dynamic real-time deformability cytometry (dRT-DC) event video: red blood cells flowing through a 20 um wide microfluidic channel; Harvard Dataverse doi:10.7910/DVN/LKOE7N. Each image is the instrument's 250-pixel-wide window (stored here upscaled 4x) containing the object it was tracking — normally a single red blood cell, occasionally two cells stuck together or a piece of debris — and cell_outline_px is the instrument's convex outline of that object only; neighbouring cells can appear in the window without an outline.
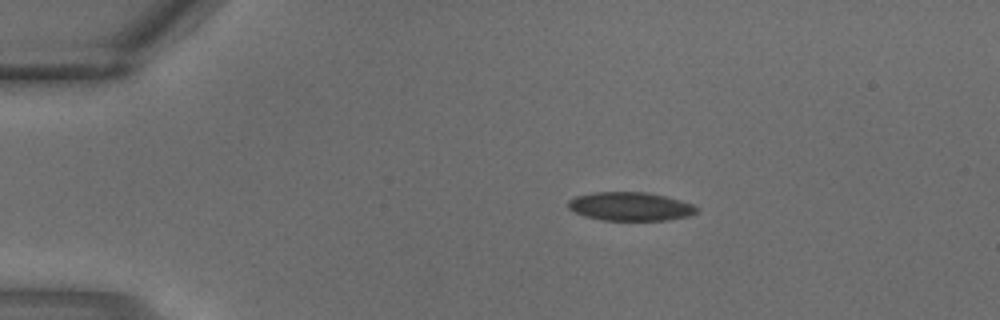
{"species": "common noctule bat (a hibernating species)", "species_latin": "Nyctalus noctula", "temperature_condition": "warm", "stored_images_in_passage": 2, "camera_frame_rate_fps": 3000, "um_per_image_px": 0.085, "animal": {"sex": "male", "body_mass_g": 18.8}, "frame": {"image": 1, "passage_image": 1, "time_ms": 0.0, "image_size_px": [1000, 320], "cell_outline_px": [[700, 208], [696, 212], [688, 216], [668, 220], [600, 220], [584, 216], [568, 208], [568, 200], [576, 196], [596, 192], [644, 192], [664, 196], [680, 200], [692, 204]], "centroid_in_image_um": [53.57, 17.55], "position_along_channel_um": 31.4, "area_um2": 21.33}}
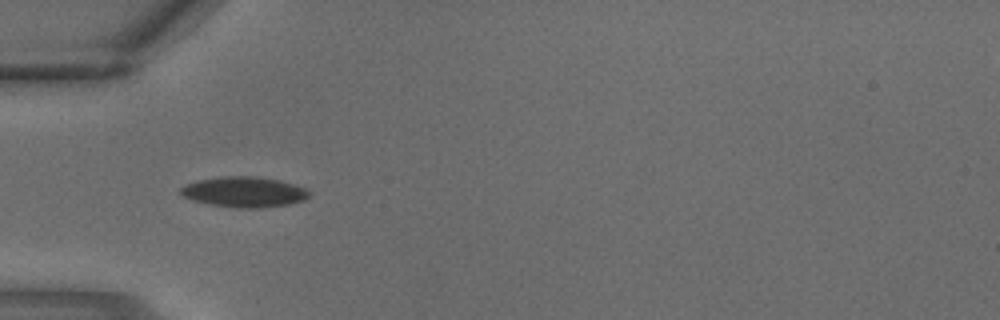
{"frame": {"image": 2, "passage_image": 2, "time_ms": 0.333, "image_size_px": [1000, 320], "cell_outline_px": [[312, 192], [304, 200], [288, 204], [260, 208], [232, 208], [208, 204], [192, 200], [184, 196], [180, 192], [180, 188], [184, 184], [196, 180], [224, 176], [256, 176], [280, 180], [308, 188]], "centroid_in_image_um": [20.76, 16.31], "position_along_channel_um": 64.2, "area_um2": 23.12}}